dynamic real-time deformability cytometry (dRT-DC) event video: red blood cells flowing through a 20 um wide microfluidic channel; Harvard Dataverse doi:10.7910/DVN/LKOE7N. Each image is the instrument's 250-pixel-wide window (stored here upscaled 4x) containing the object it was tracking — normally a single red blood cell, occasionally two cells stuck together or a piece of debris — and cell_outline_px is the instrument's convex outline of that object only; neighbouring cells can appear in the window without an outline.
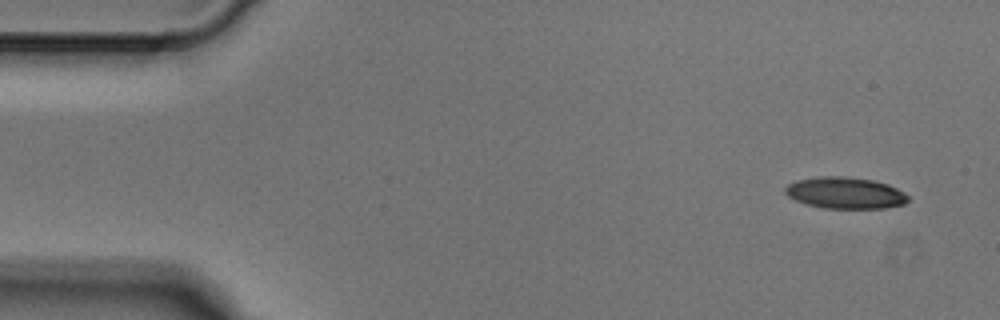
{"species": "Egyptian fruit bat (a non-hibernating species)", "species_latin": "Rousettus aegyptiacus", "temperature_condition": "cold", "stored_images_in_passage": 4, "camera_frame_rate_fps": 3000, "um_per_image_px": 0.085, "animal": {"sex": "male"}, "frame": {"image": 1, "passage_image": 1, "time_ms": 0.0, "image_size_px": [1000, 320], "cell_outline_px": [[908, 200], [904, 204], [884, 208], [824, 208], [804, 204], [788, 196], [784, 192], [784, 188], [788, 184], [796, 180], [820, 176], [844, 176], [876, 180], [888, 184], [904, 192], [908, 196]], "centroid_in_image_um": [71.83, 16.39], "position_along_channel_um": 13.2, "area_um2": 22.72}}
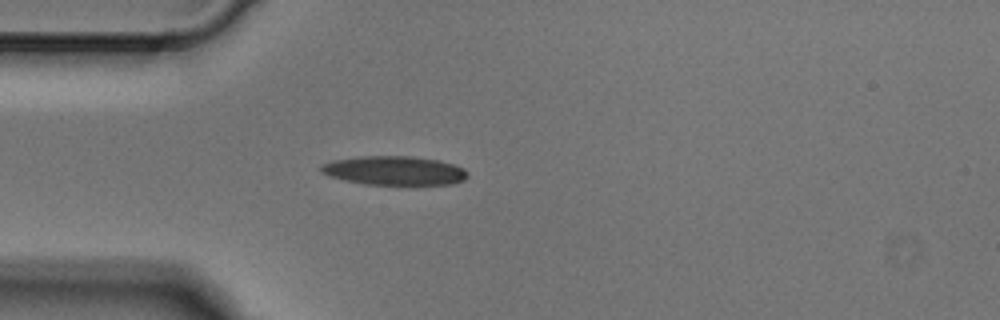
{"frame": {"image": 2, "passage_image": 4, "time_ms": 1.0, "image_size_px": [1000, 320], "cell_outline_px": [[468, 176], [464, 180], [452, 184], [416, 188], [412, 188], [364, 184], [344, 180], [328, 176], [320, 172], [320, 164], [332, 160], [360, 156], [412, 156], [436, 160], [452, 164], [464, 168], [468, 172]], "centroid_in_image_um": [33.54, 14.56], "position_along_channel_um": 51.5, "area_um2": 26.13}}